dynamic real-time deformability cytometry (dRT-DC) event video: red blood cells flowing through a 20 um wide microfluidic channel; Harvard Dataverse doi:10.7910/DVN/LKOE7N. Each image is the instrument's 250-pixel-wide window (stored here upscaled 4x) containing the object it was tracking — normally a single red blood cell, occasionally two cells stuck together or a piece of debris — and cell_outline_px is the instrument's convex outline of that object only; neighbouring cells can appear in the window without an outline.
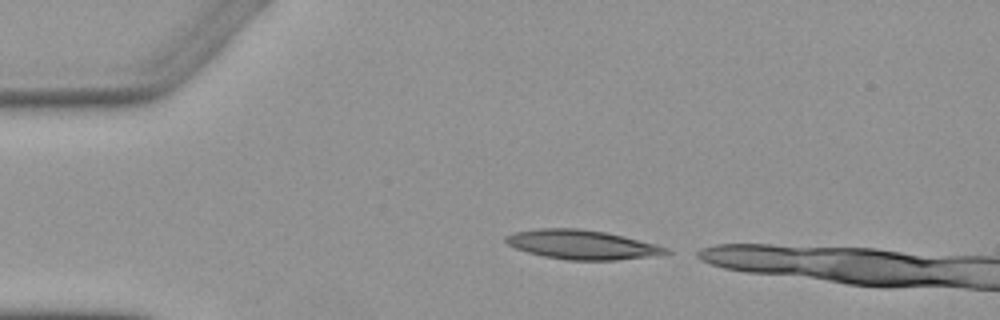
{"species": "Egyptian fruit bat (a non-hibernating species)", "species_latin": "Rousettus aegyptiacus", "temperature_condition": "warm", "stored_images_in_passage": 2, "camera_frame_rate_fps": 3000, "um_per_image_px": 0.085, "animal": {"sex": "female"}, "frame": {"image": 1, "passage_image": 1, "time_ms": 0.0, "image_size_px": [1000, 320], "cell_outline_px": [[672, 252], [648, 256], [616, 260], [568, 260], [544, 256], [528, 252], [516, 248], [508, 244], [504, 240], [504, 236], [512, 232], [540, 228], [580, 228], [604, 232], [624, 236], [656, 244], [668, 248]], "centroid_in_image_um": [49.43, 20.78], "position_along_channel_um": 35.6, "area_um2": 27.17}}